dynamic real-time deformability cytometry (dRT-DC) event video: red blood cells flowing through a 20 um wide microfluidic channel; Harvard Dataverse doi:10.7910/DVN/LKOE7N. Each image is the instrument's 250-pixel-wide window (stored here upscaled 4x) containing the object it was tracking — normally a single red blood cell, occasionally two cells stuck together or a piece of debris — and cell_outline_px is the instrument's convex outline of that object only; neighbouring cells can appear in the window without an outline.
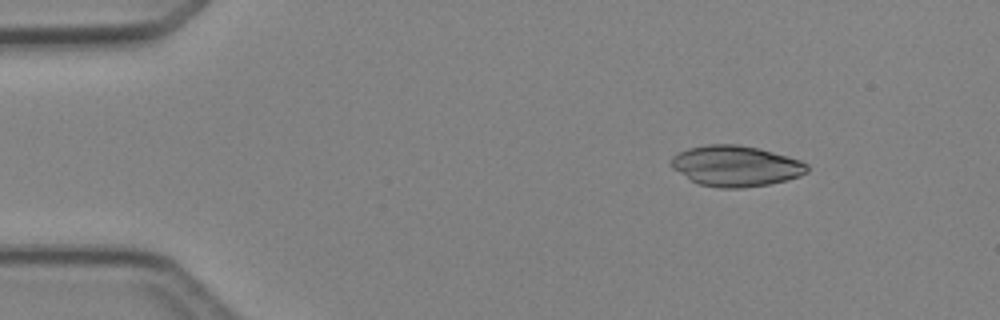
{"species": "Egyptian fruit bat (a non-hibernating species)", "species_latin": "Rousettus aegyptiacus", "temperature_condition": "cold", "stored_images_in_passage": 4, "camera_frame_rate_fps": 3000, "um_per_image_px": 0.085, "animal": {"sex": "female"}, "frame": {"image": 1, "passage_image": 2, "time_ms": 1.333, "image_size_px": [1000, 320], "cell_outline_px": [[808, 172], [800, 176], [788, 180], [768, 184], [744, 188], [720, 188], [700, 184], [692, 180], [672, 168], [672, 156], [688, 148], [708, 144], [736, 144], [760, 148], [800, 160], [808, 164]], "centroid_in_image_um": [62.58, 14.1], "position_along_channel_um": 22.4, "area_um2": 32.19}}